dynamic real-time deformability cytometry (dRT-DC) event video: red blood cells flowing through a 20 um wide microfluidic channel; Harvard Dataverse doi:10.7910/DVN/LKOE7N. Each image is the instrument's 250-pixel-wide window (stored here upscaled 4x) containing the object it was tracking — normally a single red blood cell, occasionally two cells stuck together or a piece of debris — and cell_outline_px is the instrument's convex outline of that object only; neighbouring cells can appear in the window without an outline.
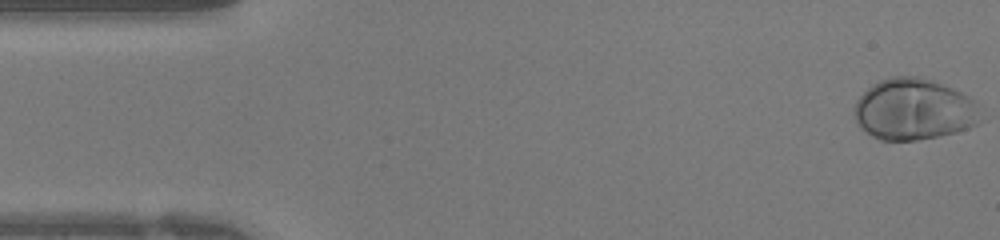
{"species": "human", "species_latin": "Homo sapiens", "temperature_condition": "warm", "stored_images_in_passage": 42, "camera_frame_rate_fps": 3000, "um_per_image_px": 0.085, "donor": {"sex": "female"}, "frame": {"image": 1, "passage_image": 1, "time_ms": 0.0, "image_size_px": [1000, 240], "cell_outline_px": [[984, 120], [968, 128], [956, 132], [940, 136], [916, 140], [880, 140], [872, 136], [860, 128], [852, 112], [852, 108], [856, 100], [872, 84], [880, 80], [892, 76], [924, 76], [952, 88], [976, 100], [984, 116]], "centroid_in_image_um": [77.7, 9.29], "position_along_channel_um": 7.3, "area_um2": 45.95}}
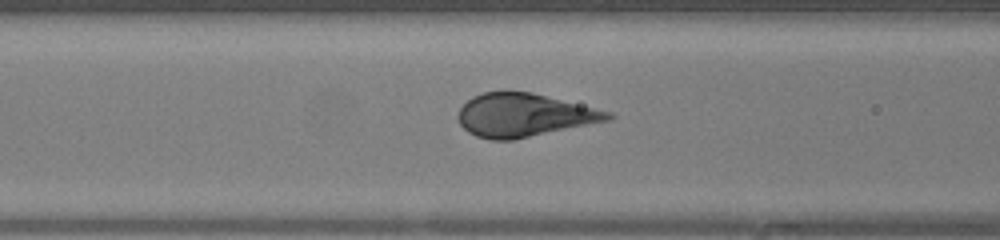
{"frame": {"image": 2, "passage_image": 16, "time_ms": 5.0, "image_size_px": [1000, 240], "cell_outline_px": [[616, 116], [612, 120], [512, 140], [492, 140], [476, 136], [468, 132], [460, 124], [456, 116], [460, 108], [472, 96], [484, 92], [532, 92], [612, 112]], "centroid_in_image_um": [44.56, 9.79], "position_along_channel_um": 122.0, "area_um2": 37.74}}
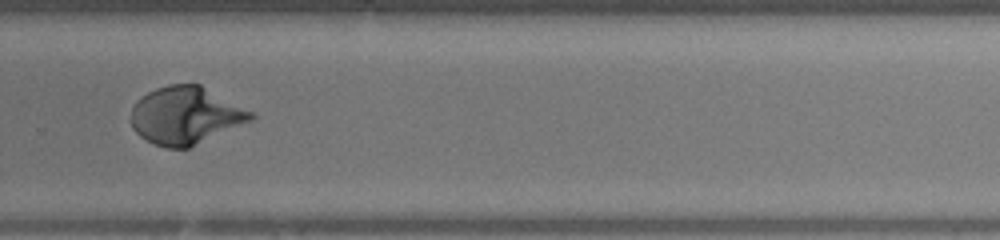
{"frame": {"image": 3, "passage_image": 28, "time_ms": 9.0, "image_size_px": [1000, 240], "cell_outline_px": [[256, 116], [252, 120], [188, 148], [164, 148], [140, 136], [132, 128], [132, 108], [136, 100], [148, 92], [156, 88], [168, 84], [200, 84], [256, 112]], "centroid_in_image_um": [15.81, 9.8], "position_along_channel_um": 314.0, "area_um2": 40.23}}